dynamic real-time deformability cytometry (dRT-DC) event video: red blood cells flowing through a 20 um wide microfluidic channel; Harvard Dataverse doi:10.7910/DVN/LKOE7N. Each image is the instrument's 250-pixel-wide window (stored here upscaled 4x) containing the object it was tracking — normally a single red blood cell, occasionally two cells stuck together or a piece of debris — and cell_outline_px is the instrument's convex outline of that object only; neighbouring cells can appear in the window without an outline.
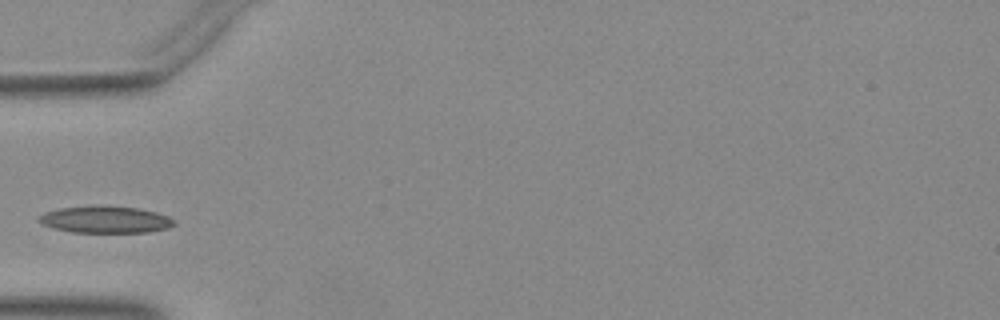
{"species": "Egyptian fruit bat (a non-hibernating species)", "species_latin": "Rousettus aegyptiacus", "temperature_condition": "warm", "stored_images_in_passage": 30, "camera_frame_rate_fps": 3000, "um_per_image_px": 0.085, "animal": {"sex": "female"}, "frame": {"image": 1, "passage_image": 1, "time_ms": 0.0, "image_size_px": [1000, 320], "cell_outline_px": [[176, 224], [168, 228], [148, 232], [72, 232], [52, 228], [36, 220], [44, 212], [60, 208], [140, 208], [156, 212], [168, 216], [176, 220]], "centroid_in_image_um": [9.01, 18.7], "position_along_channel_um": 76.0, "area_um2": 20.4}}
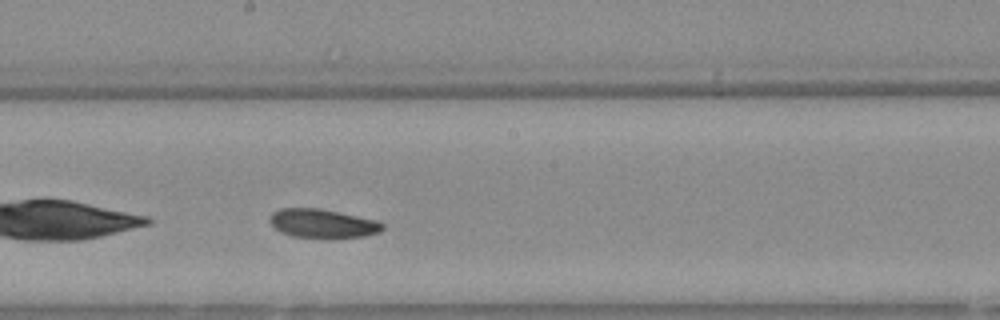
{"frame": {"image": 2, "passage_image": 12, "time_ms": 3.667, "image_size_px": [1000, 320], "cell_outline_px": [[384, 228], [380, 232], [364, 236], [332, 240], [320, 240], [292, 236], [280, 232], [268, 220], [272, 212], [280, 208], [320, 208], [376, 220], [384, 224]], "centroid_in_image_um": [27.42, 19.03], "position_along_channel_um": 220.8, "area_um2": 19.65}}
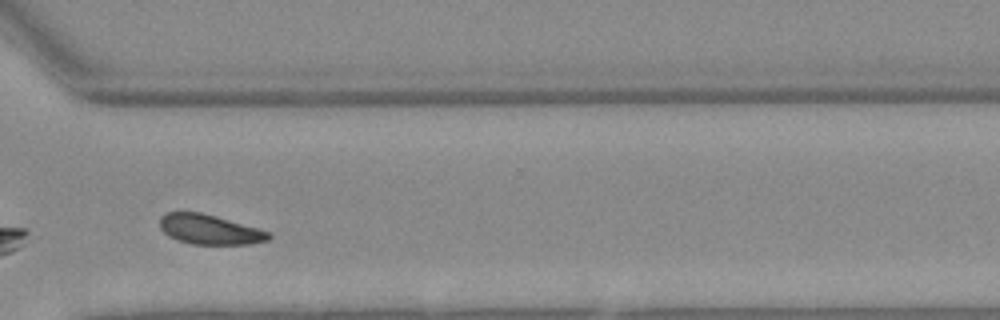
{"frame": {"image": 3, "passage_image": 22, "time_ms": 7.0, "image_size_px": [1000, 320], "cell_outline_px": [[272, 236], [268, 240], [248, 244], [192, 244], [176, 240], [168, 236], [160, 228], [160, 216], [168, 212], [200, 212], [216, 216], [256, 228], [268, 232]], "centroid_in_image_um": [17.76, 19.51], "position_along_channel_um": 352.8, "area_um2": 18.73}}